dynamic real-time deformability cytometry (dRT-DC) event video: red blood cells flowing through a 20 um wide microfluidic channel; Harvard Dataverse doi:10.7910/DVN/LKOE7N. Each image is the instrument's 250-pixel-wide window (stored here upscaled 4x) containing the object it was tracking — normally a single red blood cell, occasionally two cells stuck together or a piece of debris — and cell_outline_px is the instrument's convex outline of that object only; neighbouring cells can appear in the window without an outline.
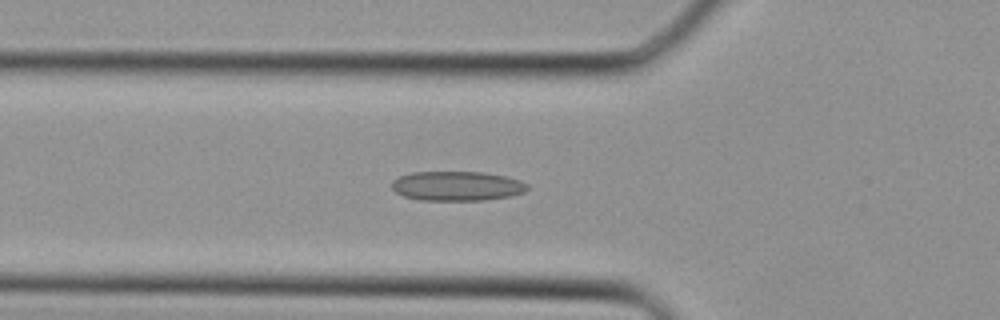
{"species": "Egyptian fruit bat (a non-hibernating species)", "species_latin": "Rousettus aegyptiacus", "temperature_condition": "cold", "stored_images_in_passage": 30, "camera_frame_rate_fps": 3000, "um_per_image_px": 0.085, "animal": {"sex": "female"}, "frame": {"image": 1, "passage_image": 9, "time_ms": 2.667, "image_size_px": [1000, 320], "cell_outline_px": [[528, 188], [524, 192], [512, 196], [484, 200], [420, 200], [404, 196], [396, 192], [392, 188], [392, 180], [400, 176], [412, 172], [484, 172], [504, 176], [520, 180], [528, 184]], "centroid_in_image_um": [38.85, 15.81], "position_along_channel_um": 86.9, "area_um2": 23.35}}
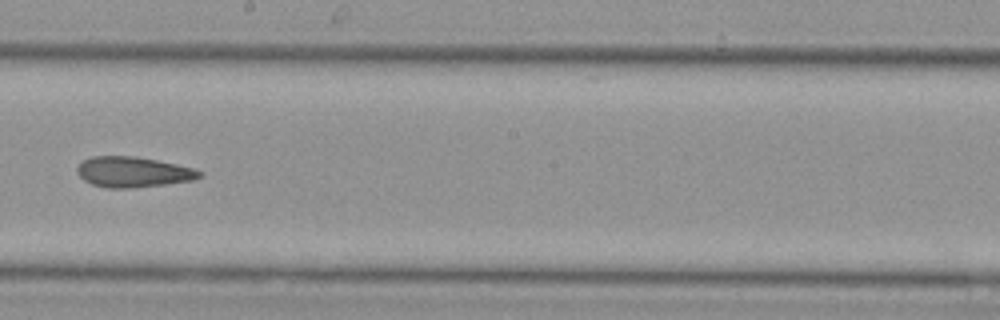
{"frame": {"image": 2, "passage_image": 17, "time_ms": 5.333, "image_size_px": [1000, 320], "cell_outline_px": [[204, 176], [192, 180], [164, 184], [128, 188], [108, 188], [92, 184], [84, 180], [76, 172], [76, 168], [84, 160], [92, 156], [136, 156], [176, 164], [192, 168], [204, 172]], "centroid_in_image_um": [11.31, 14.61], "position_along_channel_um": 236.9, "area_um2": 21.62}}
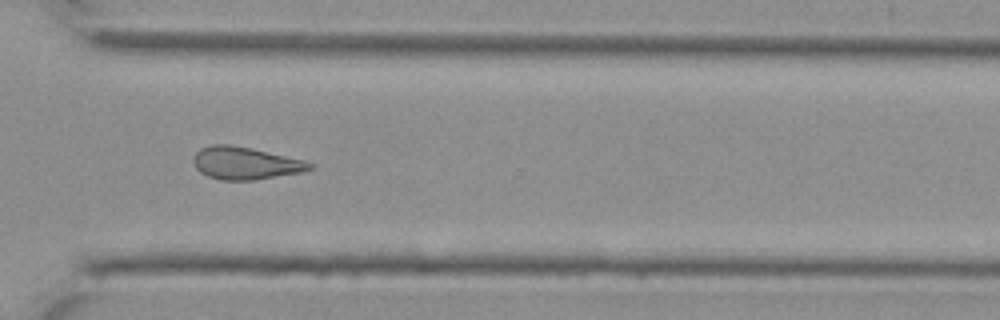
{"frame": {"image": 3, "passage_image": 23, "time_ms": 7.333, "image_size_px": [1000, 320], "cell_outline_px": [[312, 168], [300, 172], [252, 180], [220, 180], [208, 176], [200, 172], [196, 168], [192, 160], [196, 152], [200, 148], [212, 144], [232, 144], [252, 148], [304, 160], [312, 164]], "centroid_in_image_um": [20.8, 13.85], "position_along_channel_um": 349.8, "area_um2": 21.91}}